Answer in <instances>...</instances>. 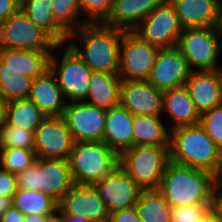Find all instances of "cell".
<instances>
[{
	"label": "cell",
	"instance_id": "cell-19",
	"mask_svg": "<svg viewBox=\"0 0 222 222\" xmlns=\"http://www.w3.org/2000/svg\"><path fill=\"white\" fill-rule=\"evenodd\" d=\"M133 119L134 115L121 105L106 110L102 142L118 155L134 146Z\"/></svg>",
	"mask_w": 222,
	"mask_h": 222
},
{
	"label": "cell",
	"instance_id": "cell-48",
	"mask_svg": "<svg viewBox=\"0 0 222 222\" xmlns=\"http://www.w3.org/2000/svg\"><path fill=\"white\" fill-rule=\"evenodd\" d=\"M65 222H92L87 218H84L82 216H76V215H70V214H64Z\"/></svg>",
	"mask_w": 222,
	"mask_h": 222
},
{
	"label": "cell",
	"instance_id": "cell-31",
	"mask_svg": "<svg viewBox=\"0 0 222 222\" xmlns=\"http://www.w3.org/2000/svg\"><path fill=\"white\" fill-rule=\"evenodd\" d=\"M32 80V78L22 75L18 70L4 69V63L0 60V92L8 102L28 99Z\"/></svg>",
	"mask_w": 222,
	"mask_h": 222
},
{
	"label": "cell",
	"instance_id": "cell-22",
	"mask_svg": "<svg viewBox=\"0 0 222 222\" xmlns=\"http://www.w3.org/2000/svg\"><path fill=\"white\" fill-rule=\"evenodd\" d=\"M51 53L53 52L0 48V60L4 63V69L18 70L22 75L34 79L49 70Z\"/></svg>",
	"mask_w": 222,
	"mask_h": 222
},
{
	"label": "cell",
	"instance_id": "cell-39",
	"mask_svg": "<svg viewBox=\"0 0 222 222\" xmlns=\"http://www.w3.org/2000/svg\"><path fill=\"white\" fill-rule=\"evenodd\" d=\"M16 174L3 170L0 167V195L5 197H13L17 191Z\"/></svg>",
	"mask_w": 222,
	"mask_h": 222
},
{
	"label": "cell",
	"instance_id": "cell-15",
	"mask_svg": "<svg viewBox=\"0 0 222 222\" xmlns=\"http://www.w3.org/2000/svg\"><path fill=\"white\" fill-rule=\"evenodd\" d=\"M120 105L134 116H164L163 92L147 80H122Z\"/></svg>",
	"mask_w": 222,
	"mask_h": 222
},
{
	"label": "cell",
	"instance_id": "cell-2",
	"mask_svg": "<svg viewBox=\"0 0 222 222\" xmlns=\"http://www.w3.org/2000/svg\"><path fill=\"white\" fill-rule=\"evenodd\" d=\"M123 33L124 30L104 23H85L68 34L66 44L92 71L118 73ZM79 35L83 48L73 42Z\"/></svg>",
	"mask_w": 222,
	"mask_h": 222
},
{
	"label": "cell",
	"instance_id": "cell-4",
	"mask_svg": "<svg viewBox=\"0 0 222 222\" xmlns=\"http://www.w3.org/2000/svg\"><path fill=\"white\" fill-rule=\"evenodd\" d=\"M68 162L74 184L93 185L118 165L119 155L102 141L75 142Z\"/></svg>",
	"mask_w": 222,
	"mask_h": 222
},
{
	"label": "cell",
	"instance_id": "cell-32",
	"mask_svg": "<svg viewBox=\"0 0 222 222\" xmlns=\"http://www.w3.org/2000/svg\"><path fill=\"white\" fill-rule=\"evenodd\" d=\"M52 3L54 19L67 34L86 23L85 18L80 21L78 17L81 12L79 0H52Z\"/></svg>",
	"mask_w": 222,
	"mask_h": 222
},
{
	"label": "cell",
	"instance_id": "cell-43",
	"mask_svg": "<svg viewBox=\"0 0 222 222\" xmlns=\"http://www.w3.org/2000/svg\"><path fill=\"white\" fill-rule=\"evenodd\" d=\"M196 222H222V213L217 205H214L204 216Z\"/></svg>",
	"mask_w": 222,
	"mask_h": 222
},
{
	"label": "cell",
	"instance_id": "cell-35",
	"mask_svg": "<svg viewBox=\"0 0 222 222\" xmlns=\"http://www.w3.org/2000/svg\"><path fill=\"white\" fill-rule=\"evenodd\" d=\"M86 23H104L110 16L114 0H79Z\"/></svg>",
	"mask_w": 222,
	"mask_h": 222
},
{
	"label": "cell",
	"instance_id": "cell-11",
	"mask_svg": "<svg viewBox=\"0 0 222 222\" xmlns=\"http://www.w3.org/2000/svg\"><path fill=\"white\" fill-rule=\"evenodd\" d=\"M38 158L68 160L75 143L63 116H46L34 132Z\"/></svg>",
	"mask_w": 222,
	"mask_h": 222
},
{
	"label": "cell",
	"instance_id": "cell-20",
	"mask_svg": "<svg viewBox=\"0 0 222 222\" xmlns=\"http://www.w3.org/2000/svg\"><path fill=\"white\" fill-rule=\"evenodd\" d=\"M29 99L46 116H63L68 103L50 69L32 80Z\"/></svg>",
	"mask_w": 222,
	"mask_h": 222
},
{
	"label": "cell",
	"instance_id": "cell-37",
	"mask_svg": "<svg viewBox=\"0 0 222 222\" xmlns=\"http://www.w3.org/2000/svg\"><path fill=\"white\" fill-rule=\"evenodd\" d=\"M216 204H196L171 208L170 222H196Z\"/></svg>",
	"mask_w": 222,
	"mask_h": 222
},
{
	"label": "cell",
	"instance_id": "cell-8",
	"mask_svg": "<svg viewBox=\"0 0 222 222\" xmlns=\"http://www.w3.org/2000/svg\"><path fill=\"white\" fill-rule=\"evenodd\" d=\"M57 45L19 9L0 25V48L53 51Z\"/></svg>",
	"mask_w": 222,
	"mask_h": 222
},
{
	"label": "cell",
	"instance_id": "cell-6",
	"mask_svg": "<svg viewBox=\"0 0 222 222\" xmlns=\"http://www.w3.org/2000/svg\"><path fill=\"white\" fill-rule=\"evenodd\" d=\"M221 37L222 32L216 27L184 28L176 47L187 60L191 71H195V68L196 71H215L222 69L218 64L222 53Z\"/></svg>",
	"mask_w": 222,
	"mask_h": 222
},
{
	"label": "cell",
	"instance_id": "cell-50",
	"mask_svg": "<svg viewBox=\"0 0 222 222\" xmlns=\"http://www.w3.org/2000/svg\"><path fill=\"white\" fill-rule=\"evenodd\" d=\"M216 28L222 32V0H218Z\"/></svg>",
	"mask_w": 222,
	"mask_h": 222
},
{
	"label": "cell",
	"instance_id": "cell-47",
	"mask_svg": "<svg viewBox=\"0 0 222 222\" xmlns=\"http://www.w3.org/2000/svg\"><path fill=\"white\" fill-rule=\"evenodd\" d=\"M8 101L4 97V95L0 92V124L5 119L6 109H7Z\"/></svg>",
	"mask_w": 222,
	"mask_h": 222
},
{
	"label": "cell",
	"instance_id": "cell-33",
	"mask_svg": "<svg viewBox=\"0 0 222 222\" xmlns=\"http://www.w3.org/2000/svg\"><path fill=\"white\" fill-rule=\"evenodd\" d=\"M34 131H29L14 125L0 124V149L23 148L34 149Z\"/></svg>",
	"mask_w": 222,
	"mask_h": 222
},
{
	"label": "cell",
	"instance_id": "cell-45",
	"mask_svg": "<svg viewBox=\"0 0 222 222\" xmlns=\"http://www.w3.org/2000/svg\"><path fill=\"white\" fill-rule=\"evenodd\" d=\"M12 205V197H5L0 195V217Z\"/></svg>",
	"mask_w": 222,
	"mask_h": 222
},
{
	"label": "cell",
	"instance_id": "cell-29",
	"mask_svg": "<svg viewBox=\"0 0 222 222\" xmlns=\"http://www.w3.org/2000/svg\"><path fill=\"white\" fill-rule=\"evenodd\" d=\"M135 207L143 222H170L172 207L158 189L142 190Z\"/></svg>",
	"mask_w": 222,
	"mask_h": 222
},
{
	"label": "cell",
	"instance_id": "cell-21",
	"mask_svg": "<svg viewBox=\"0 0 222 222\" xmlns=\"http://www.w3.org/2000/svg\"><path fill=\"white\" fill-rule=\"evenodd\" d=\"M165 0H114L112 12L104 24L133 31Z\"/></svg>",
	"mask_w": 222,
	"mask_h": 222
},
{
	"label": "cell",
	"instance_id": "cell-40",
	"mask_svg": "<svg viewBox=\"0 0 222 222\" xmlns=\"http://www.w3.org/2000/svg\"><path fill=\"white\" fill-rule=\"evenodd\" d=\"M110 222H143L140 218L136 207L128 209L117 210L109 213Z\"/></svg>",
	"mask_w": 222,
	"mask_h": 222
},
{
	"label": "cell",
	"instance_id": "cell-7",
	"mask_svg": "<svg viewBox=\"0 0 222 222\" xmlns=\"http://www.w3.org/2000/svg\"><path fill=\"white\" fill-rule=\"evenodd\" d=\"M61 60L51 53L49 69L54 74L66 101H84L88 92L92 70L66 44Z\"/></svg>",
	"mask_w": 222,
	"mask_h": 222
},
{
	"label": "cell",
	"instance_id": "cell-23",
	"mask_svg": "<svg viewBox=\"0 0 222 222\" xmlns=\"http://www.w3.org/2000/svg\"><path fill=\"white\" fill-rule=\"evenodd\" d=\"M163 111L172 118L170 130L180 126L197 125L201 117L185 85L163 92Z\"/></svg>",
	"mask_w": 222,
	"mask_h": 222
},
{
	"label": "cell",
	"instance_id": "cell-17",
	"mask_svg": "<svg viewBox=\"0 0 222 222\" xmlns=\"http://www.w3.org/2000/svg\"><path fill=\"white\" fill-rule=\"evenodd\" d=\"M185 86L200 116L222 104V69L192 71Z\"/></svg>",
	"mask_w": 222,
	"mask_h": 222
},
{
	"label": "cell",
	"instance_id": "cell-1",
	"mask_svg": "<svg viewBox=\"0 0 222 222\" xmlns=\"http://www.w3.org/2000/svg\"><path fill=\"white\" fill-rule=\"evenodd\" d=\"M218 183L208 171L169 160L158 190L171 207L216 204Z\"/></svg>",
	"mask_w": 222,
	"mask_h": 222
},
{
	"label": "cell",
	"instance_id": "cell-30",
	"mask_svg": "<svg viewBox=\"0 0 222 222\" xmlns=\"http://www.w3.org/2000/svg\"><path fill=\"white\" fill-rule=\"evenodd\" d=\"M12 205L24 215L27 214H52L58 203L42 191L17 189L12 197Z\"/></svg>",
	"mask_w": 222,
	"mask_h": 222
},
{
	"label": "cell",
	"instance_id": "cell-26",
	"mask_svg": "<svg viewBox=\"0 0 222 222\" xmlns=\"http://www.w3.org/2000/svg\"><path fill=\"white\" fill-rule=\"evenodd\" d=\"M52 0H20V10L57 45L65 44L68 34L56 23Z\"/></svg>",
	"mask_w": 222,
	"mask_h": 222
},
{
	"label": "cell",
	"instance_id": "cell-44",
	"mask_svg": "<svg viewBox=\"0 0 222 222\" xmlns=\"http://www.w3.org/2000/svg\"><path fill=\"white\" fill-rule=\"evenodd\" d=\"M50 214H27L24 222H46Z\"/></svg>",
	"mask_w": 222,
	"mask_h": 222
},
{
	"label": "cell",
	"instance_id": "cell-51",
	"mask_svg": "<svg viewBox=\"0 0 222 222\" xmlns=\"http://www.w3.org/2000/svg\"><path fill=\"white\" fill-rule=\"evenodd\" d=\"M93 222H110L109 219L103 220V221H93Z\"/></svg>",
	"mask_w": 222,
	"mask_h": 222
},
{
	"label": "cell",
	"instance_id": "cell-34",
	"mask_svg": "<svg viewBox=\"0 0 222 222\" xmlns=\"http://www.w3.org/2000/svg\"><path fill=\"white\" fill-rule=\"evenodd\" d=\"M37 159L34 149L7 148L0 149V167L17 174L34 163Z\"/></svg>",
	"mask_w": 222,
	"mask_h": 222
},
{
	"label": "cell",
	"instance_id": "cell-3",
	"mask_svg": "<svg viewBox=\"0 0 222 222\" xmlns=\"http://www.w3.org/2000/svg\"><path fill=\"white\" fill-rule=\"evenodd\" d=\"M169 153L173 162L208 171L222 180V150L200 124L173 128Z\"/></svg>",
	"mask_w": 222,
	"mask_h": 222
},
{
	"label": "cell",
	"instance_id": "cell-9",
	"mask_svg": "<svg viewBox=\"0 0 222 222\" xmlns=\"http://www.w3.org/2000/svg\"><path fill=\"white\" fill-rule=\"evenodd\" d=\"M159 49L134 31H124L120 45L118 71L121 80H147Z\"/></svg>",
	"mask_w": 222,
	"mask_h": 222
},
{
	"label": "cell",
	"instance_id": "cell-24",
	"mask_svg": "<svg viewBox=\"0 0 222 222\" xmlns=\"http://www.w3.org/2000/svg\"><path fill=\"white\" fill-rule=\"evenodd\" d=\"M183 28L216 27L218 0H169Z\"/></svg>",
	"mask_w": 222,
	"mask_h": 222
},
{
	"label": "cell",
	"instance_id": "cell-13",
	"mask_svg": "<svg viewBox=\"0 0 222 222\" xmlns=\"http://www.w3.org/2000/svg\"><path fill=\"white\" fill-rule=\"evenodd\" d=\"M93 185L103 199L108 213L134 207L142 191L119 164Z\"/></svg>",
	"mask_w": 222,
	"mask_h": 222
},
{
	"label": "cell",
	"instance_id": "cell-46",
	"mask_svg": "<svg viewBox=\"0 0 222 222\" xmlns=\"http://www.w3.org/2000/svg\"><path fill=\"white\" fill-rule=\"evenodd\" d=\"M46 222H65L64 214L57 208L52 214L48 216Z\"/></svg>",
	"mask_w": 222,
	"mask_h": 222
},
{
	"label": "cell",
	"instance_id": "cell-10",
	"mask_svg": "<svg viewBox=\"0 0 222 222\" xmlns=\"http://www.w3.org/2000/svg\"><path fill=\"white\" fill-rule=\"evenodd\" d=\"M183 29L174 6L169 0H165L133 31L161 49L176 47Z\"/></svg>",
	"mask_w": 222,
	"mask_h": 222
},
{
	"label": "cell",
	"instance_id": "cell-41",
	"mask_svg": "<svg viewBox=\"0 0 222 222\" xmlns=\"http://www.w3.org/2000/svg\"><path fill=\"white\" fill-rule=\"evenodd\" d=\"M20 9V0H0V25Z\"/></svg>",
	"mask_w": 222,
	"mask_h": 222
},
{
	"label": "cell",
	"instance_id": "cell-12",
	"mask_svg": "<svg viewBox=\"0 0 222 222\" xmlns=\"http://www.w3.org/2000/svg\"><path fill=\"white\" fill-rule=\"evenodd\" d=\"M63 117L75 142L102 141L106 109L74 101L67 103Z\"/></svg>",
	"mask_w": 222,
	"mask_h": 222
},
{
	"label": "cell",
	"instance_id": "cell-28",
	"mask_svg": "<svg viewBox=\"0 0 222 222\" xmlns=\"http://www.w3.org/2000/svg\"><path fill=\"white\" fill-rule=\"evenodd\" d=\"M46 115L28 98L9 101L4 123L34 131Z\"/></svg>",
	"mask_w": 222,
	"mask_h": 222
},
{
	"label": "cell",
	"instance_id": "cell-5",
	"mask_svg": "<svg viewBox=\"0 0 222 222\" xmlns=\"http://www.w3.org/2000/svg\"><path fill=\"white\" fill-rule=\"evenodd\" d=\"M170 147L134 145L119 154V166L142 190L159 189Z\"/></svg>",
	"mask_w": 222,
	"mask_h": 222
},
{
	"label": "cell",
	"instance_id": "cell-16",
	"mask_svg": "<svg viewBox=\"0 0 222 222\" xmlns=\"http://www.w3.org/2000/svg\"><path fill=\"white\" fill-rule=\"evenodd\" d=\"M63 214L82 216L90 221L109 219V213L99 192L92 184H74L58 203Z\"/></svg>",
	"mask_w": 222,
	"mask_h": 222
},
{
	"label": "cell",
	"instance_id": "cell-27",
	"mask_svg": "<svg viewBox=\"0 0 222 222\" xmlns=\"http://www.w3.org/2000/svg\"><path fill=\"white\" fill-rule=\"evenodd\" d=\"M161 116L136 115L133 119L134 145L170 147L171 130Z\"/></svg>",
	"mask_w": 222,
	"mask_h": 222
},
{
	"label": "cell",
	"instance_id": "cell-14",
	"mask_svg": "<svg viewBox=\"0 0 222 222\" xmlns=\"http://www.w3.org/2000/svg\"><path fill=\"white\" fill-rule=\"evenodd\" d=\"M191 72L187 60L177 47L161 48L147 81L165 92L184 86Z\"/></svg>",
	"mask_w": 222,
	"mask_h": 222
},
{
	"label": "cell",
	"instance_id": "cell-18",
	"mask_svg": "<svg viewBox=\"0 0 222 222\" xmlns=\"http://www.w3.org/2000/svg\"><path fill=\"white\" fill-rule=\"evenodd\" d=\"M73 185L68 160L38 158V191L59 203Z\"/></svg>",
	"mask_w": 222,
	"mask_h": 222
},
{
	"label": "cell",
	"instance_id": "cell-25",
	"mask_svg": "<svg viewBox=\"0 0 222 222\" xmlns=\"http://www.w3.org/2000/svg\"><path fill=\"white\" fill-rule=\"evenodd\" d=\"M121 84L118 73L92 71L84 102L106 110L118 106Z\"/></svg>",
	"mask_w": 222,
	"mask_h": 222
},
{
	"label": "cell",
	"instance_id": "cell-36",
	"mask_svg": "<svg viewBox=\"0 0 222 222\" xmlns=\"http://www.w3.org/2000/svg\"><path fill=\"white\" fill-rule=\"evenodd\" d=\"M199 124L222 150V104L201 115Z\"/></svg>",
	"mask_w": 222,
	"mask_h": 222
},
{
	"label": "cell",
	"instance_id": "cell-38",
	"mask_svg": "<svg viewBox=\"0 0 222 222\" xmlns=\"http://www.w3.org/2000/svg\"><path fill=\"white\" fill-rule=\"evenodd\" d=\"M18 189L38 191V157L34 163L16 174Z\"/></svg>",
	"mask_w": 222,
	"mask_h": 222
},
{
	"label": "cell",
	"instance_id": "cell-49",
	"mask_svg": "<svg viewBox=\"0 0 222 222\" xmlns=\"http://www.w3.org/2000/svg\"><path fill=\"white\" fill-rule=\"evenodd\" d=\"M216 205L221 210L222 213V180H219L217 190H216Z\"/></svg>",
	"mask_w": 222,
	"mask_h": 222
},
{
	"label": "cell",
	"instance_id": "cell-42",
	"mask_svg": "<svg viewBox=\"0 0 222 222\" xmlns=\"http://www.w3.org/2000/svg\"><path fill=\"white\" fill-rule=\"evenodd\" d=\"M25 215L16 207L11 205L0 217V222H24Z\"/></svg>",
	"mask_w": 222,
	"mask_h": 222
}]
</instances>
